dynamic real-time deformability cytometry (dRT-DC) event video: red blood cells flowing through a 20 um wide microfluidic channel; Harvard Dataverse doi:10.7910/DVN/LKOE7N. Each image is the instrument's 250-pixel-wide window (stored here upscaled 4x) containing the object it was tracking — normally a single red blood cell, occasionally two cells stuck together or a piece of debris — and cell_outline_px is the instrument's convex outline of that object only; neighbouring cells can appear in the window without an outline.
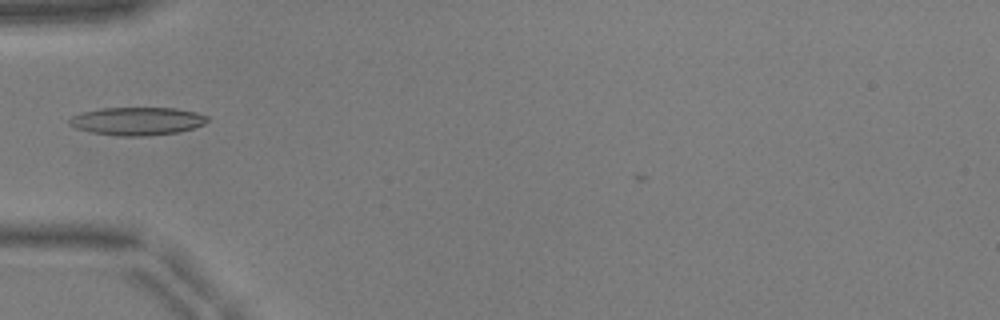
{"species": "common noctule bat (a hibernating species)", "species_latin": "Nyctalus noctula", "temperature_condition": "warm", "stored_images_in_passage": 34, "camera_frame_rate_fps": 3000, "um_per_image_px": 0.085, "animal": {"sex": "male", "body_mass_g": 17.9, "forearm_length_mm": 54.2}, "frame": {"image": 1, "passage_image": 1, "time_ms": 0.0, "image_size_px": [1000, 320], "cell_outline_px": [[208, 120], [204, 124], [192, 128], [176, 132], [148, 136], [116, 136], [92, 132], [76, 128], [68, 124], [68, 120], [72, 116], [84, 112], [100, 108], [176, 108], [196, 112], [208, 116]], "centroid_in_image_um": [11.65, 10.29], "position_along_channel_um": 73.3, "area_um2": 22.48}}
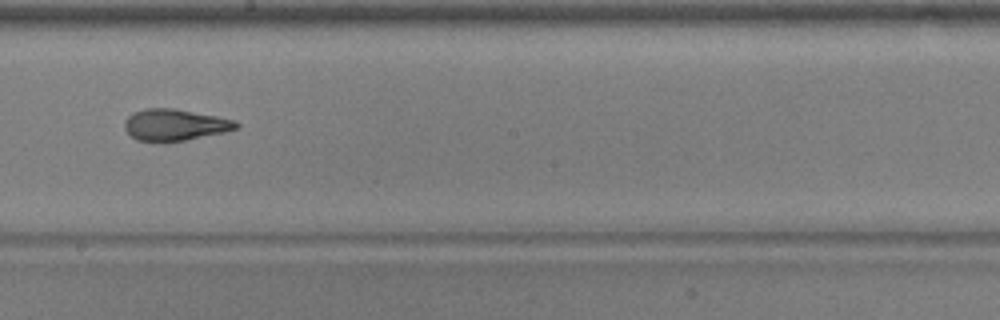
{"frame": {"image": 2, "passage_image": 13, "time_ms": 4.0, "image_size_px": [1000, 320], "cell_outline_px": [[240, 124], [236, 128], [224, 132], [164, 144], [160, 144], [136, 140], [124, 128], [124, 120], [132, 112], [148, 108], [176, 108], [236, 120]], "centroid_in_image_um": [14.82, 10.63], "position_along_channel_um": 233.4, "area_um2": 20.92}}
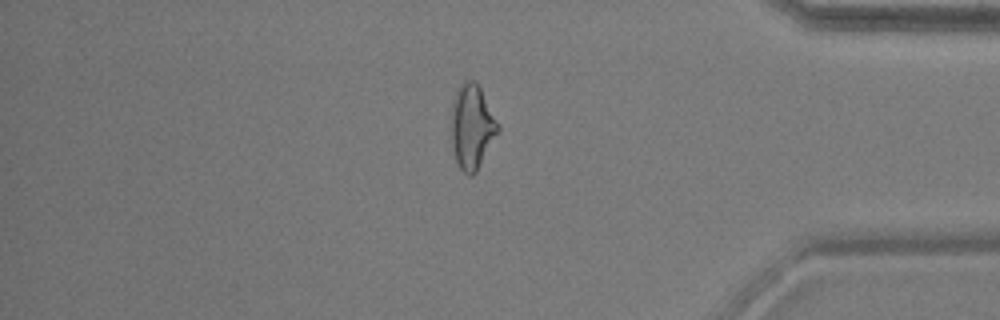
{"frame": {"image": 3, "passage_image": 27, "time_ms": 8.667, "image_size_px": [1000, 320], "cell_outline_px": [[500, 132], [476, 172], [472, 176], [468, 176], [460, 168], [456, 160], [452, 148], [452, 100], [460, 84], [464, 80], [476, 80], [500, 128]], "centroid_in_image_um": [40.12, 10.79], "position_along_channel_um": 395.1, "area_um2": 22.95}, "authors_computed_cell_mechanics": {"area_um2": 21.0681, "velocity_mm_per_s": 3.9784, "shape_relaxation_time_tau1_ms": 8.3766, "shape_relaxation_time_tau2_ms": 1.2709, "deformation_change_tau1": 0.2348, "deformation_change_tau2": 0.0863}}